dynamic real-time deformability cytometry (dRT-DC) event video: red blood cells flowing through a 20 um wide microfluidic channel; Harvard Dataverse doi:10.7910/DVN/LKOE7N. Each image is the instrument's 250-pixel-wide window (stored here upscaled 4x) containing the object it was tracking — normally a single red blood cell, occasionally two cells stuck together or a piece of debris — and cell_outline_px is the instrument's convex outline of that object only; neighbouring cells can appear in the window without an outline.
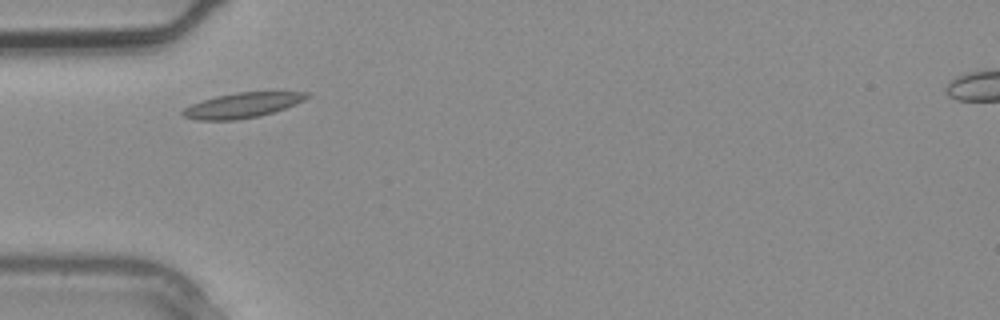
{"species": "common noctule bat (a hibernating species)", "species_latin": "Nyctalus noctula", "temperature_condition": "warm", "stored_images_in_passage": 1, "camera_frame_rate_fps": 3000, "um_per_image_px": 0.085, "animal": {"sex": "male", "body_mass_g": 20.4}, "frame": {"image": 1, "passage_image": 1, "time_ms": 0.0, "image_size_px": [1000, 320], "cell_outline_px": [[308, 96], [304, 100], [296, 104], [260, 116], [236, 120], [196, 120], [184, 116], [180, 112], [184, 108], [192, 104], [216, 96], [236, 92], [308, 92]], "centroid_in_image_um": [20.57, 8.95], "position_along_channel_um": 64.4, "area_um2": 17.92}}